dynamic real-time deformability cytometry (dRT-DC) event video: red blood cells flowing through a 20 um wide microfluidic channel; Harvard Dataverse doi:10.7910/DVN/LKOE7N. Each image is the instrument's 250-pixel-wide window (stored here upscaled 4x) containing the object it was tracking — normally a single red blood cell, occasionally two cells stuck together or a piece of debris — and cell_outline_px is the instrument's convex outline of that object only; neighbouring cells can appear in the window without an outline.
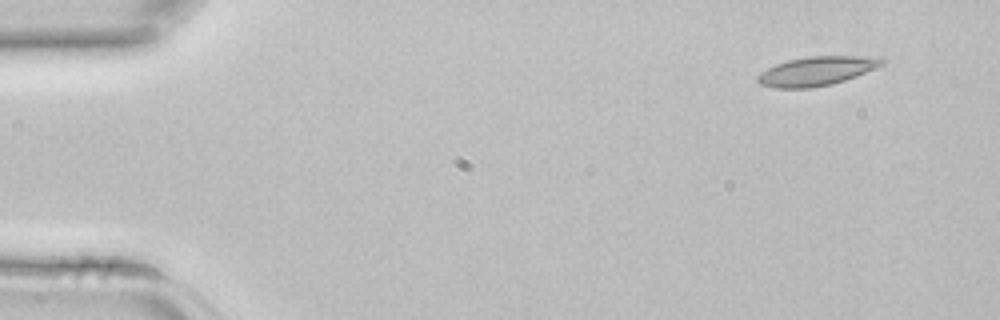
{"species": "common noctule bat (a hibernating species)", "species_latin": "Nyctalus noctula", "temperature_condition": "room temperature", "stored_images_in_passage": 2, "camera_frame_rate_fps": 3000, "um_per_image_px": 0.085, "animal": {"sex": "female", "body_mass_g": 22.7, "forearm_length_mm": 54.2}, "frame": {"image": 1, "passage_image": 2, "time_ms": 0.333, "image_size_px": [1000, 320], "cell_outline_px": [[884, 64], [876, 68], [856, 76], [832, 84], [808, 88], [772, 88], [760, 84], [756, 80], [756, 76], [760, 72], [776, 64], [788, 60], [808, 56], [880, 56], [884, 60]], "centroid_in_image_um": [69.41, 6.03], "position_along_channel_um": 15.6, "area_um2": 21.15}}